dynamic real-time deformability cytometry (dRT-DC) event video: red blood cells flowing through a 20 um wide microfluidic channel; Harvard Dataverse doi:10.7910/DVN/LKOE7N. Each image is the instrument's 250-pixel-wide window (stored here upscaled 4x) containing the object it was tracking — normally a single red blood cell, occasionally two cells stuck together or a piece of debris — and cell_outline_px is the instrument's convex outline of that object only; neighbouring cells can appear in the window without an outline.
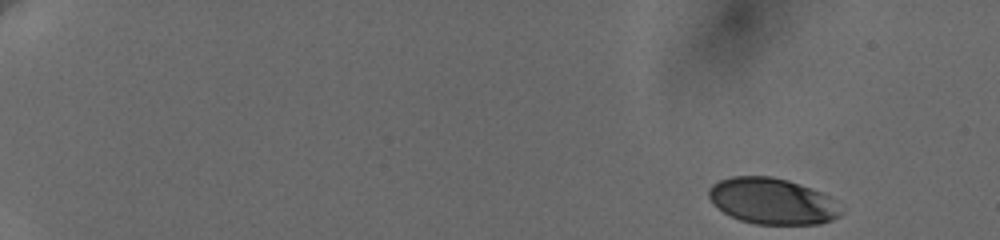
{"species": "human", "species_latin": "Homo sapiens", "temperature_condition": "cold", "stored_images_in_passage": 49, "camera_frame_rate_fps": 3000, "um_per_image_px": 0.085, "donor": {"sex": "female"}, "frame": {"image": 1, "passage_image": 1, "time_ms": 0.0, "image_size_px": [1000, 240], "cell_outline_px": [[844, 212], [832, 220], [820, 224], [756, 224], [740, 220], [724, 212], [712, 204], [708, 196], [708, 188], [712, 184], [720, 180], [732, 176], [772, 176], [788, 180], [800, 184], [820, 192], [828, 196]], "centroid_in_image_um": [65.61, 17.09], "position_along_channel_um": 19.4, "area_um2": 35.49}}
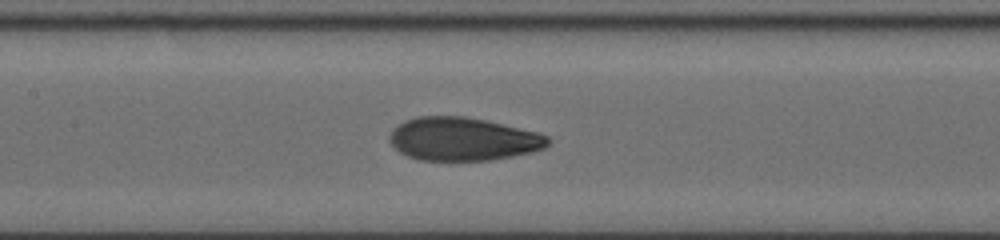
{"frame": {"image": 2, "passage_image": 27, "time_ms": 8.667, "image_size_px": [1000, 240], "cell_outline_px": [[552, 140], [544, 148], [532, 152], [492, 160], [420, 160], [408, 156], [400, 152], [388, 140], [388, 136], [392, 128], [404, 120], [416, 116], [464, 116], [484, 120], [536, 132], [548, 136]], "centroid_in_image_um": [39.31, 11.81], "position_along_channel_um": 168.1, "area_um2": 39.88}}
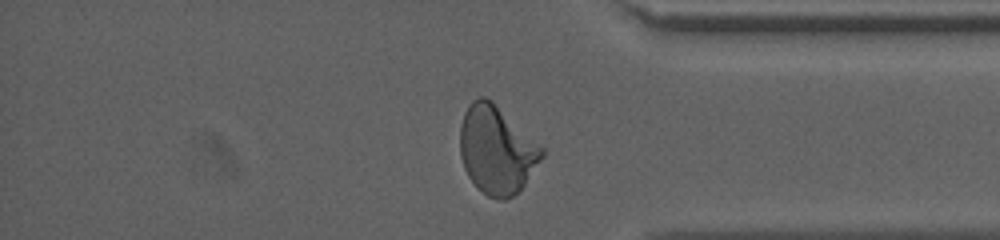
{"frame": {"image": 3, "passage_image": 46, "time_ms": 15.0, "image_size_px": [1000, 240], "cell_outline_px": [[544, 156], [524, 184], [512, 196], [504, 200], [500, 200], [488, 196], [468, 176], [464, 168], [460, 156], [460, 124], [464, 112], [468, 104], [472, 100], [480, 96], [484, 96], [492, 100], [544, 148]], "centroid_in_image_um": [42.2, 12.7], "position_along_channel_um": 393.0, "area_um2": 41.79}, "authors_computed_cell_mechanics": {"area_um2": 39.6508, "velocity_mm_per_s": 3.6481, "shape_relaxation_time_tau1_ms": 4.1297, "shape_relaxation_time_tau2_ms": 0.841, "deformation_change_tau1": 0.169, "deformation_change_tau2": 0.0564}}